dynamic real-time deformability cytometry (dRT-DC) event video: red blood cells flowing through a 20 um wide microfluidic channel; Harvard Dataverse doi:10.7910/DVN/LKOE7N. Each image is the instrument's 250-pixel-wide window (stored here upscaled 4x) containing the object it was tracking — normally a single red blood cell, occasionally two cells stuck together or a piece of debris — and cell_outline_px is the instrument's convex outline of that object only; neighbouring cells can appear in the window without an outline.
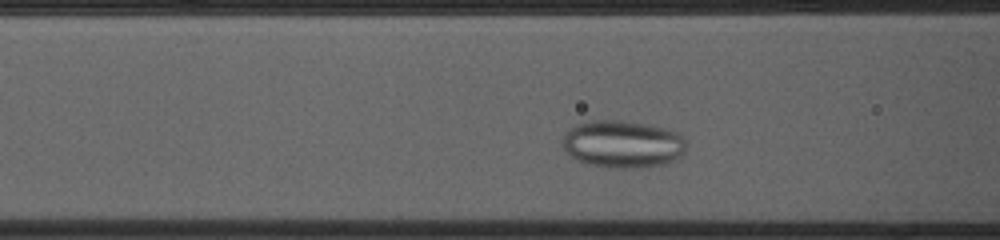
{"species": "common noctule bat (a hibernating species)", "species_latin": "Nyctalus noctula", "temperature_condition": "cold", "stored_images_in_passage": 32, "camera_frame_rate_fps": 3000, "um_per_image_px": 0.085, "animal": {"sex": "female", "body_mass_g": 23.0, "forearm_length_mm": 53.4}, "frame": {"image": 1, "passage_image": 9, "time_ms": 2.667, "image_size_px": [1000, 240], "cell_outline_px": [[684, 152], [680, 156], [668, 164], [640, 168], [604, 168], [584, 164], [572, 156], [560, 144], [564, 136], [572, 128], [580, 124], [592, 120], [620, 120], [644, 124], [664, 128], [676, 132], [684, 140]], "centroid_in_image_um": [52.92, 12.28], "position_along_channel_um": 113.7, "area_um2": 34.16}}
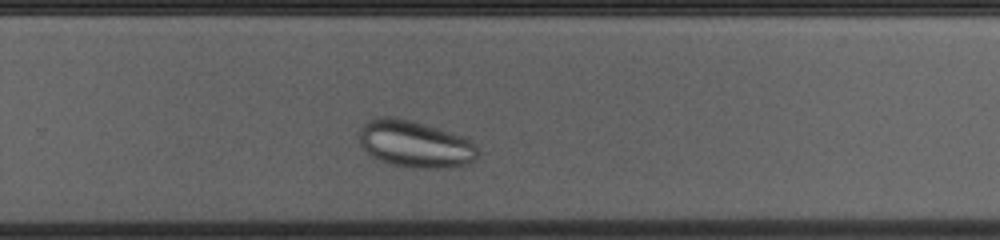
{"frame": {"image": 2, "passage_image": 24, "time_ms": 7.667, "image_size_px": [1000, 240], "cell_outline_px": [[480, 152], [476, 160], [468, 164], [444, 168], [416, 168], [388, 164], [372, 156], [360, 144], [360, 128], [368, 120], [376, 116], [392, 116], [424, 124], [464, 136], [476, 144]], "centroid_in_image_um": [35.31, 12.25], "position_along_channel_um": 294.5, "area_um2": 32.6}}
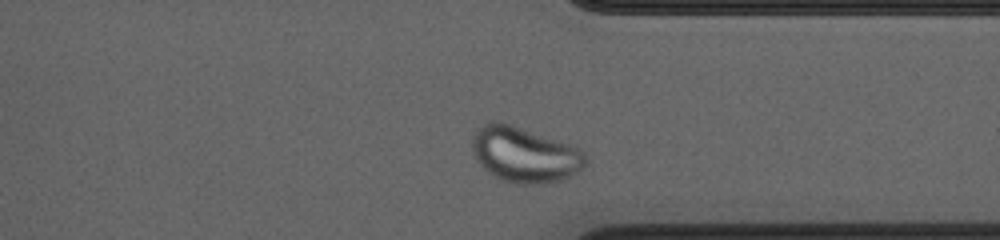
{"frame": {"image": 3, "passage_image": 30, "time_ms": 9.667, "image_size_px": [1000, 240], "cell_outline_px": [[588, 160], [584, 168], [572, 176], [560, 180], [544, 184], [516, 184], [504, 180], [488, 172], [476, 160], [472, 152], [472, 140], [476, 132], [484, 124], [492, 120], [512, 124], [568, 144], [576, 148]], "centroid_in_image_um": [44.58, 13.16], "position_along_channel_um": 366.8, "area_um2": 36.36}}